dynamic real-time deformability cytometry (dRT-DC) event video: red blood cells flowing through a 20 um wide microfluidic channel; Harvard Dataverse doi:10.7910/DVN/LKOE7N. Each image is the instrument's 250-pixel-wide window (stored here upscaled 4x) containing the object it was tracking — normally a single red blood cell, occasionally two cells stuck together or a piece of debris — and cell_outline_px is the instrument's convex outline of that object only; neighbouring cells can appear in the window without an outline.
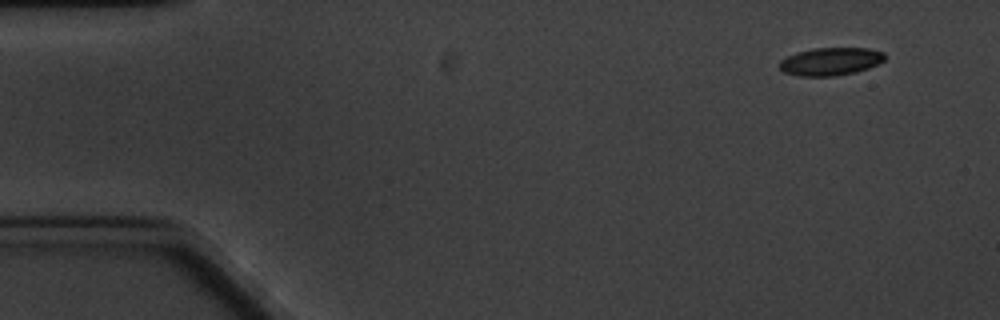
{"species": "common noctule bat (a hibernating species)", "species_latin": "Nyctalus noctula", "temperature_condition": "cold", "stored_images_in_passage": 6, "camera_frame_rate_fps": 3000, "um_per_image_px": 0.085, "animal": {"sex": "male", "body_mass_g": 20.1, "forearm_length_mm": 53.5}, "frame": {"image": 1, "passage_image": 1, "time_ms": 0.0, "image_size_px": [1000, 320], "cell_outline_px": [[884, 60], [868, 68], [856, 72], [836, 76], [800, 76], [784, 72], [780, 68], [780, 60], [796, 52], [812, 48], [868, 48], [884, 52]], "centroid_in_image_um": [70.59, 5.22], "position_along_channel_um": 14.4, "area_um2": 17.05}}
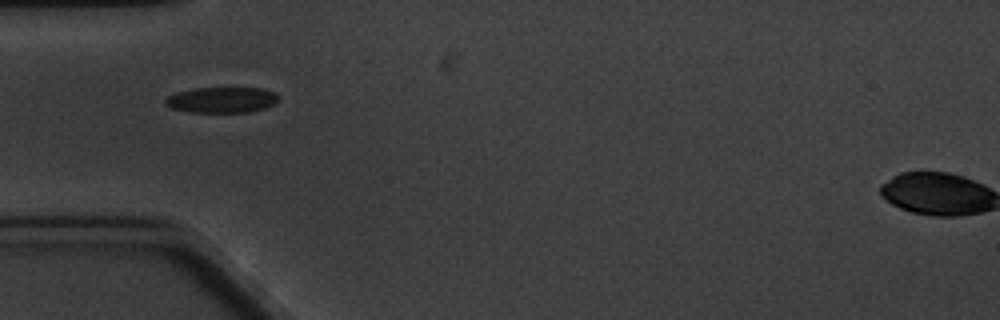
{"frame": {"image": 2, "passage_image": 5, "time_ms": 4.667, "image_size_px": [1000, 320], "cell_outline_px": [[280, 100], [264, 108], [252, 112], [188, 112], [172, 108], [164, 104], [164, 100], [168, 96], [176, 92], [196, 88], [264, 88], [276, 92], [280, 96]], "centroid_in_image_um": [18.88, 8.49], "position_along_channel_um": 66.1, "area_um2": 17.17}}